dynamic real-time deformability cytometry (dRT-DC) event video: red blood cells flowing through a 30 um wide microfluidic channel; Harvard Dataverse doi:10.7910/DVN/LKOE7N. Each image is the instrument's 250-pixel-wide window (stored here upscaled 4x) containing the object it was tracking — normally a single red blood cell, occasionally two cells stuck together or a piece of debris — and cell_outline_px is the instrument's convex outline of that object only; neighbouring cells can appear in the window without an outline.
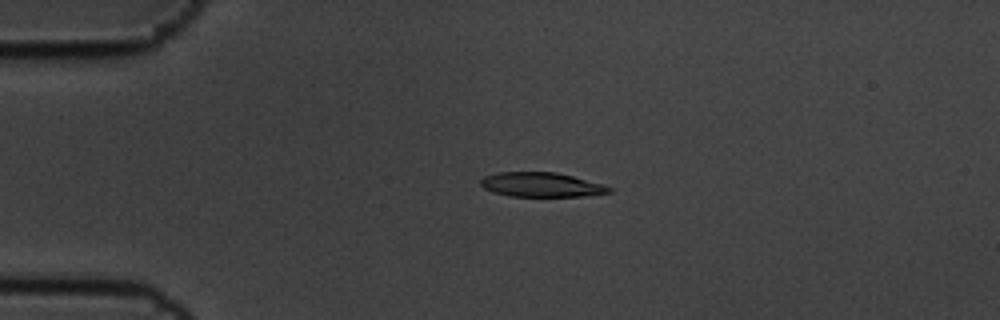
{"species": "common noctule bat (a hibernating species)", "species_latin": "Nyctalus noctula", "temperature_condition": "cold", "stored_images_in_passage": 5, "camera_frame_rate_fps": 3000, "um_per_image_px": 0.085, "animal": {"sex": "male", "body_mass_g": 19.5, "forearm_length_mm": 54.6}, "frame": {"image": 1, "passage_image": 4, "time_ms": 1.0, "image_size_px": [1000, 320], "cell_outline_px": [[612, 192], [584, 196], [512, 196], [492, 192], [484, 188], [480, 184], [480, 180], [484, 176], [496, 172], [556, 172], [572, 176], [600, 184], [612, 188]], "centroid_in_image_um": [45.96, 15.7], "position_along_channel_um": 39.0, "area_um2": 18.15}}